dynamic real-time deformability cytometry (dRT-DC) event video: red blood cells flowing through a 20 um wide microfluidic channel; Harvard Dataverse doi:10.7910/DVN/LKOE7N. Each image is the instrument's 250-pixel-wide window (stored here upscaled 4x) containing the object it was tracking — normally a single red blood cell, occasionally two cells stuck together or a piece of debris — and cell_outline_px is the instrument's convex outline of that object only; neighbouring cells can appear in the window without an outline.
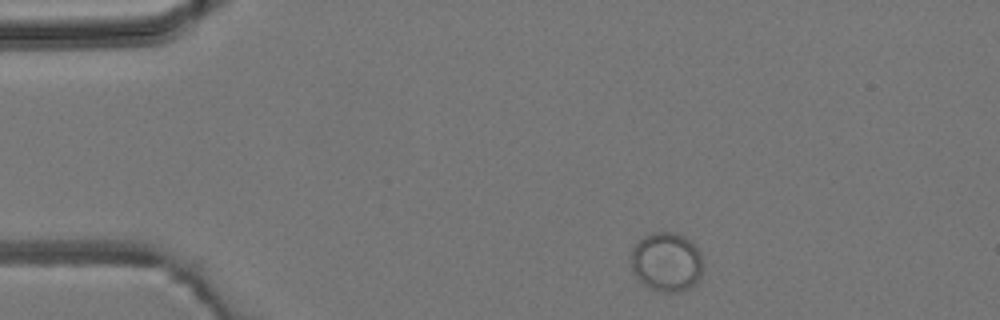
{"species": "common noctule bat (a hibernating species)", "species_latin": "Nyctalus noctula", "temperature_condition": "room temperature", "stored_images_in_passage": 2, "camera_frame_rate_fps": 3000, "um_per_image_px": 0.085, "animal": {"sex": "male", "body_mass_g": 19.2, "forearm_length_mm": 51.8}, "frame": {"image": 1, "passage_image": 1, "time_ms": 0.0, "image_size_px": [1000, 320], "cell_outline_px": [[700, 276], [696, 284], [692, 288], [684, 292], [660, 292], [644, 284], [632, 272], [632, 248], [644, 236], [652, 232], [672, 232], [684, 236], [700, 252]], "centroid_in_image_um": [56.65, 22.29], "position_along_channel_um": 28.4, "area_um2": 24.62}}